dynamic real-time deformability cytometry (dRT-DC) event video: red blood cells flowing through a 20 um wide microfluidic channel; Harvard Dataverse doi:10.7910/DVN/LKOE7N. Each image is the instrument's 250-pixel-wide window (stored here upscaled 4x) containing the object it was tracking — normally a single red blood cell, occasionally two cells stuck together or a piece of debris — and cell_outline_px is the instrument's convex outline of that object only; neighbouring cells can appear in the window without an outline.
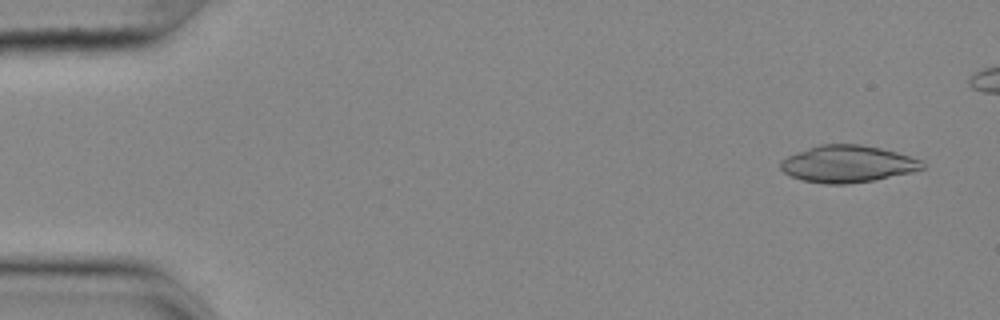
{"species": "common noctule bat (a hibernating species)", "species_latin": "Nyctalus noctula", "temperature_condition": "cold", "stored_images_in_passage": 17, "camera_frame_rate_fps": 3000, "um_per_image_px": 0.085, "animal": {"sex": "female", "body_mass_g": 25.1}, "frame": {"image": 1, "passage_image": 3, "time_ms": 0.667, "image_size_px": [1000, 320], "cell_outline_px": [[924, 168], [912, 172], [872, 180], [848, 184], [824, 184], [804, 180], [792, 176], [784, 172], [780, 168], [780, 160], [796, 152], [820, 144], [860, 144], [880, 148], [896, 152], [924, 160]], "centroid_in_image_um": [72.05, 13.93], "position_along_channel_um": 12.9, "area_um2": 30.46}}